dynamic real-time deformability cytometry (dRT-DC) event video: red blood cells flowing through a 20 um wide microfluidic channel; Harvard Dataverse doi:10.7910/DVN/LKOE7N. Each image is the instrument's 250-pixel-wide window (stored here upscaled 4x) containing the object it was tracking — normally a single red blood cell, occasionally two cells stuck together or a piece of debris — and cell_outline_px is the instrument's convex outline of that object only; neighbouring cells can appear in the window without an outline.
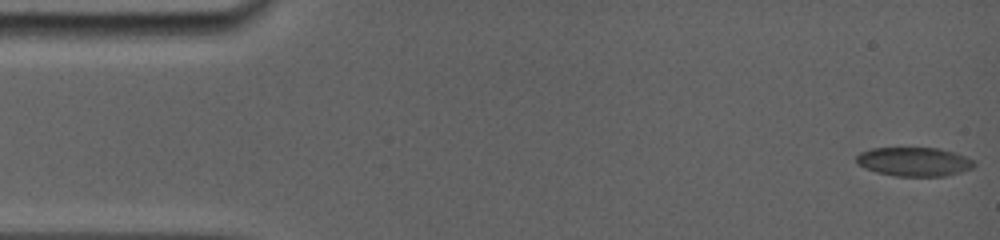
{"species": "common noctule bat (a hibernating species)", "species_latin": "Nyctalus noctula", "temperature_condition": "room temperature", "stored_images_in_passage": 25, "camera_frame_rate_fps": 5000, "um_per_image_px": 0.085, "animal": {"sex": "female", "body_mass_g": 19.0, "forearm_length_mm": 56.7}, "frame": {"image": 1, "passage_image": 1, "time_ms": 0.0, "image_size_px": [1000, 240], "cell_outline_px": [[976, 164], [972, 168], [960, 172], [944, 176], [896, 176], [876, 172], [864, 168], [856, 164], [856, 156], [860, 152], [872, 148], [936, 148], [952, 152], [976, 160]], "centroid_in_image_um": [77.68, 13.75], "position_along_channel_um": 7.3, "area_um2": 19.88}}
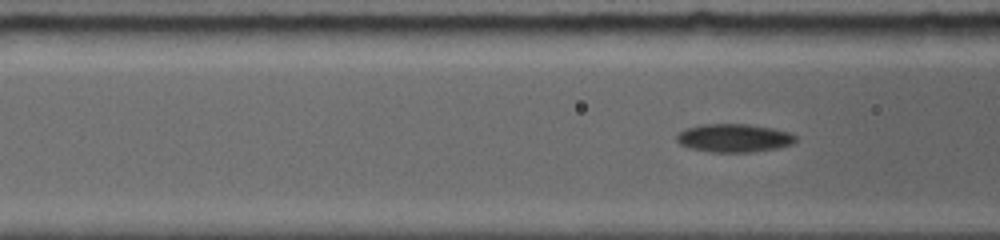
{"frame": {"image": 2, "passage_image": 19, "time_ms": 5.8, "image_size_px": [1000, 240], "cell_outline_px": [[796, 140], [792, 144], [776, 148], [752, 152], [708, 152], [688, 148], [680, 144], [676, 140], [676, 132], [684, 128], [700, 124], [748, 124], [772, 128], [788, 132], [796, 136]], "centroid_in_image_um": [62.31, 11.73], "position_along_channel_um": 104.3, "area_um2": 19.83}}
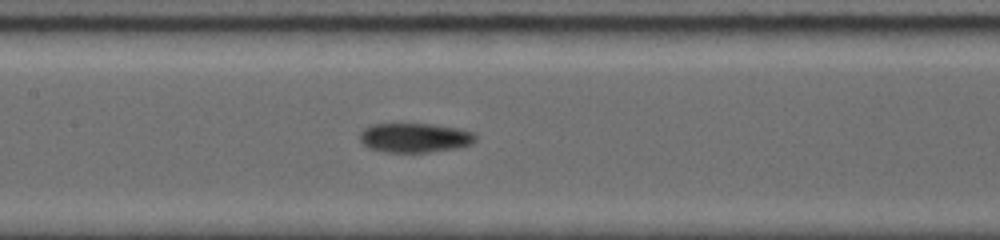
{"frame": {"image": 3, "passage_image": 25, "time_ms": 7.6, "image_size_px": [1000, 240], "cell_outline_px": [[476, 140], [472, 144], [456, 148], [428, 152], [384, 152], [368, 148], [360, 140], [360, 132], [364, 128], [372, 124], [432, 124], [460, 128], [472, 132], [476, 136]], "centroid_in_image_um": [35.26, 11.7], "position_along_channel_um": 172.1, "area_um2": 19.88}}